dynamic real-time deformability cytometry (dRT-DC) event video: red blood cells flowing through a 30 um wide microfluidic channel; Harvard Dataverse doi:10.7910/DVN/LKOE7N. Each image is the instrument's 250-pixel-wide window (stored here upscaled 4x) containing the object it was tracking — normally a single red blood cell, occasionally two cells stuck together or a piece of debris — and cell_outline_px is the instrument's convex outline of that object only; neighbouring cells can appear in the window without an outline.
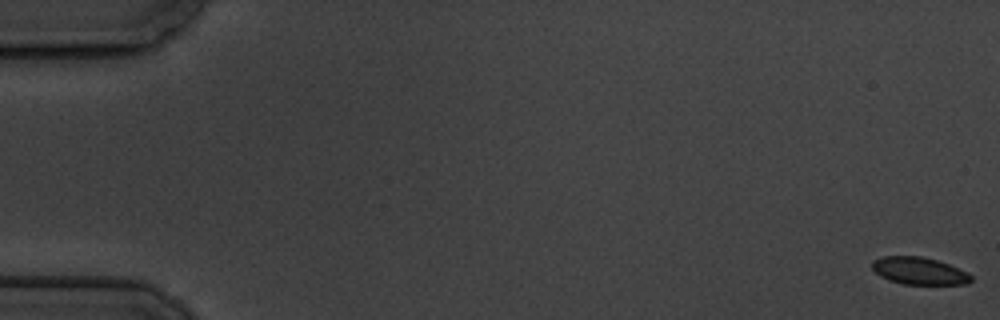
{"species": "common noctule bat (a hibernating species)", "species_latin": "Nyctalus noctula", "temperature_condition": "cold", "stored_images_in_passage": 5, "camera_frame_rate_fps": 3000, "um_per_image_px": 0.085, "animal": {"sex": "male", "body_mass_g": 19.5, "forearm_length_mm": 54.6}, "frame": {"image": 1, "passage_image": 1, "time_ms": 0.0, "image_size_px": [1000, 320], "cell_outline_px": [[972, 280], [968, 284], [904, 284], [888, 280], [880, 276], [872, 268], [872, 260], [884, 256], [920, 256], [936, 260], [948, 264], [968, 272], [972, 276]], "centroid_in_image_um": [78.13, 23.03], "position_along_channel_um": 6.9, "area_um2": 15.72}}
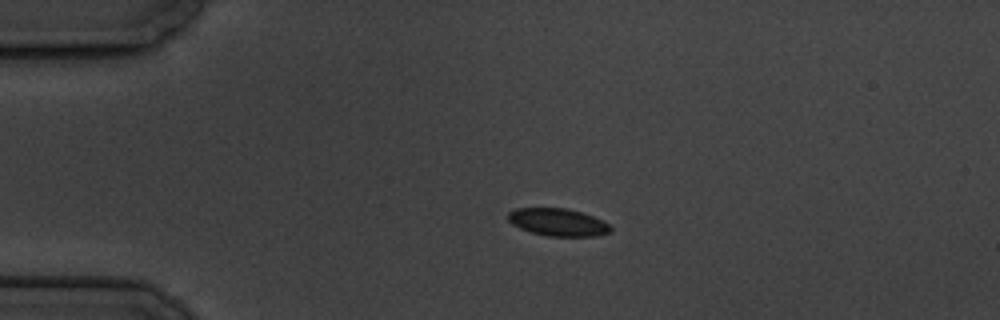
{"frame": {"image": 2, "passage_image": 4, "time_ms": 4.333, "image_size_px": [1000, 320], "cell_outline_px": [[612, 232], [596, 236], [548, 236], [532, 232], [520, 228], [512, 224], [508, 220], [508, 212], [516, 208], [564, 208], [580, 212], [604, 220], [612, 228]], "centroid_in_image_um": [47.44, 18.89], "position_along_channel_um": 37.6, "area_um2": 16.42}}